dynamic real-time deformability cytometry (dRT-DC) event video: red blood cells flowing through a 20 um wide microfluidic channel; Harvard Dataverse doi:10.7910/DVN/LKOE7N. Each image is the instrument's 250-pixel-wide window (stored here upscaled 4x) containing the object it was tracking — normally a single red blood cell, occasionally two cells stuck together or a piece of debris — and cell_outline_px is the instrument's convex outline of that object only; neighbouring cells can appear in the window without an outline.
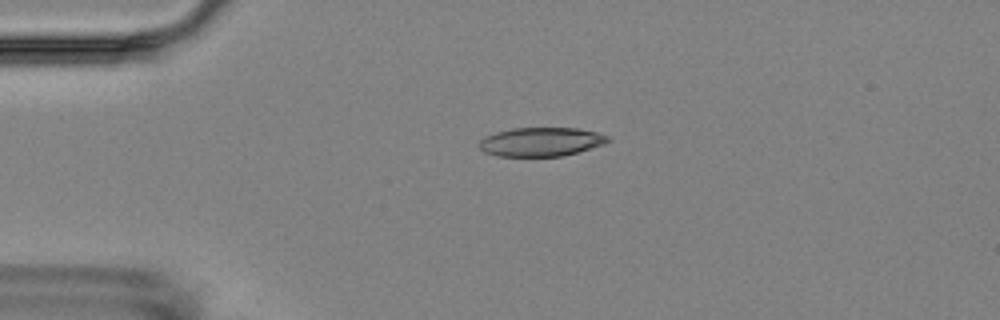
{"species": "Egyptian fruit bat (a non-hibernating species)", "species_latin": "Rousettus aegyptiacus", "temperature_condition": "room temperature", "stored_images_in_passage": 2, "camera_frame_rate_fps": 3000, "um_per_image_px": 0.085, "animal": {"sex": "female"}, "frame": {"image": 1, "passage_image": 1, "time_ms": 0.0, "image_size_px": [1000, 320], "cell_outline_px": [[612, 140], [604, 144], [576, 152], [560, 156], [496, 156], [484, 152], [476, 144], [484, 136], [496, 132], [512, 128], [580, 128], [596, 132], [608, 136]], "centroid_in_image_um": [45.95, 12.05], "position_along_channel_um": 39.0, "area_um2": 21.73}}